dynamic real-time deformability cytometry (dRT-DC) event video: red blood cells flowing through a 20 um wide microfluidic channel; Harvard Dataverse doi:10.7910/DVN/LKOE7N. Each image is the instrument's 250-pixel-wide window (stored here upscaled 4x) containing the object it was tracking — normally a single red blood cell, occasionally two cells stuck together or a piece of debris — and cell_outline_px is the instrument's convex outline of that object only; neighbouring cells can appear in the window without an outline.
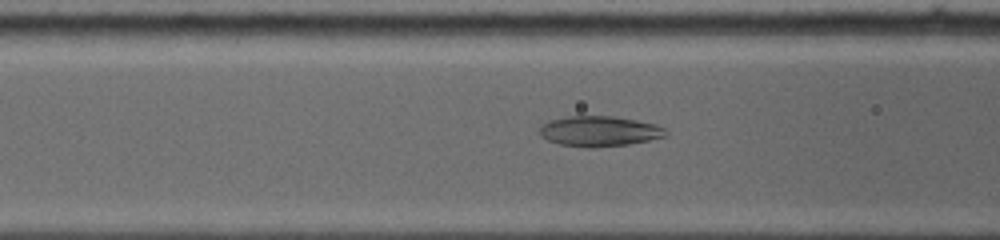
{"species": "common noctule bat (a hibernating species)", "species_latin": "Nyctalus noctula", "temperature_condition": "warm", "stored_images_in_passage": 28, "camera_frame_rate_fps": 5000, "um_per_image_px": 0.085, "animal": {"sex": "female", "body_mass_g": 19.0, "forearm_length_mm": 53.3}, "frame": {"image": 1, "passage_image": 11, "time_ms": 2.0, "image_size_px": [1000, 240], "cell_outline_px": [[668, 132], [664, 136], [648, 140], [628, 144], [592, 148], [588, 148], [560, 144], [548, 140], [540, 136], [540, 128], [544, 124], [552, 120], [568, 116], [612, 116], [636, 120], [652, 124], [664, 128]], "centroid_in_image_um": [50.92, 11.16], "position_along_channel_um": 115.7, "area_um2": 21.96}}
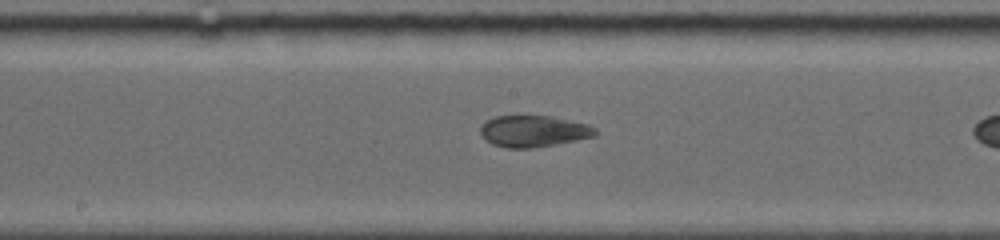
{"frame": {"image": 2, "passage_image": 20, "time_ms": 4.2, "image_size_px": [1000, 240], "cell_outline_px": [[596, 136], [532, 148], [508, 148], [492, 144], [480, 132], [480, 128], [488, 120], [496, 116], [548, 116], [588, 124], [596, 128]], "centroid_in_image_um": [45.36, 11.15], "position_along_channel_um": 202.8, "area_um2": 20.63}}
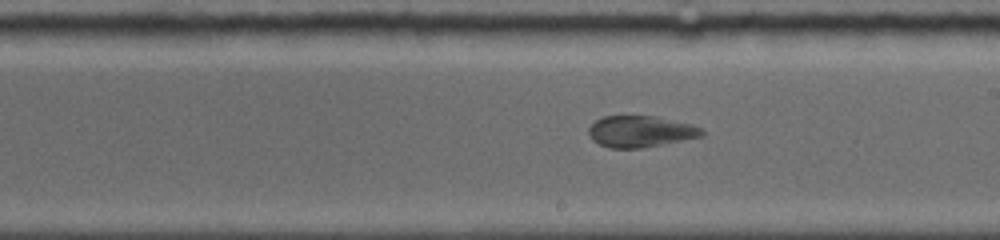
{"frame": {"image": 3, "passage_image": 24, "time_ms": 5.0, "image_size_px": [1000, 240], "cell_outline_px": [[704, 136], [640, 148], [612, 148], [600, 144], [588, 132], [588, 128], [596, 120], [604, 116], [656, 116], [692, 124], [700, 128], [704, 132]], "centroid_in_image_um": [54.47, 11.16], "position_along_channel_um": 234.5, "area_um2": 20.4}}